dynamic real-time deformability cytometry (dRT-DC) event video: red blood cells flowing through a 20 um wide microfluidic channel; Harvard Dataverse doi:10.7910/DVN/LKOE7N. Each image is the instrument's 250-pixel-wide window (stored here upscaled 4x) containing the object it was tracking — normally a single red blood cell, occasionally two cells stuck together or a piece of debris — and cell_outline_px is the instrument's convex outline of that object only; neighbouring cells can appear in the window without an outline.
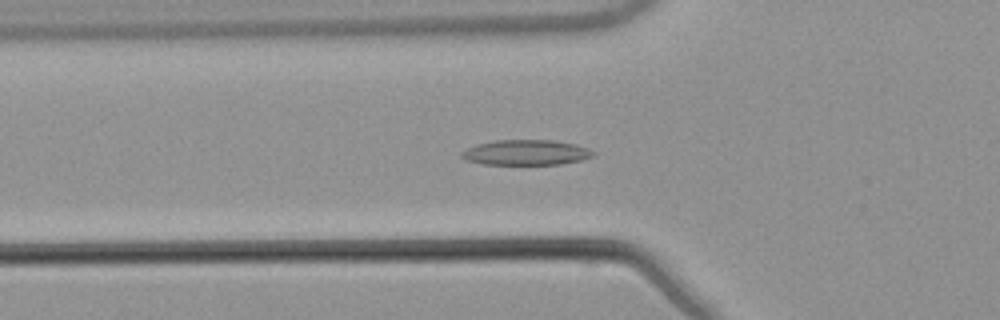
{"species": "common noctule bat (a hibernating species)", "species_latin": "Nyctalus noctula", "temperature_condition": "warm", "stored_images_in_passage": 55, "segment_of_instrument_passage": [1, 2], "camera_frame_rate_fps": 3000, "um_per_image_px": 0.085, "animal": {"sex": "male", "body_mass_g": 21.5, "forearm_length_mm": 52.0}, "frame": {"image": 1, "passage_image": 19, "time_ms": 6.0, "image_size_px": [1000, 320], "cell_outline_px": [[596, 156], [580, 160], [560, 164], [484, 164], [464, 160], [460, 156], [460, 152], [476, 144], [496, 140], [552, 140], [576, 144], [588, 148], [596, 152]], "centroid_in_image_um": [44.72, 12.96], "position_along_channel_um": 81.1, "area_um2": 19.48}}
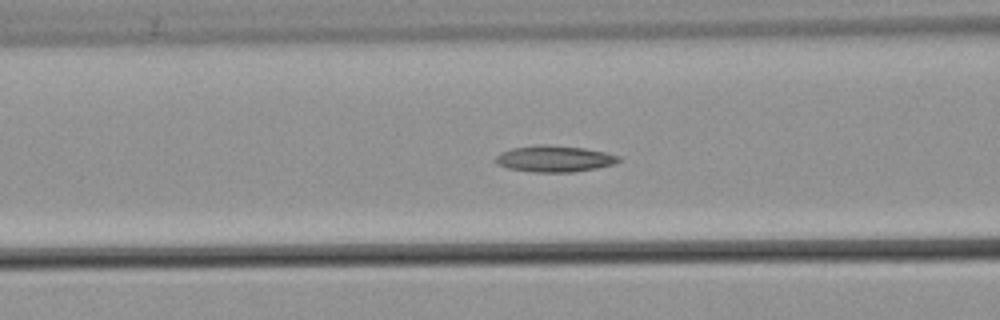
{"frame": {"image": 2, "passage_image": 22, "time_ms": 7.0, "image_size_px": [1000, 320], "cell_outline_px": [[620, 160], [616, 164], [596, 168], [572, 172], [532, 172], [508, 168], [496, 164], [492, 160], [500, 152], [512, 148], [536, 144], [548, 144], [584, 148], [608, 152], [620, 156]], "centroid_in_image_um": [47.11, 13.48], "position_along_channel_um": 119.5, "area_um2": 19.25}}
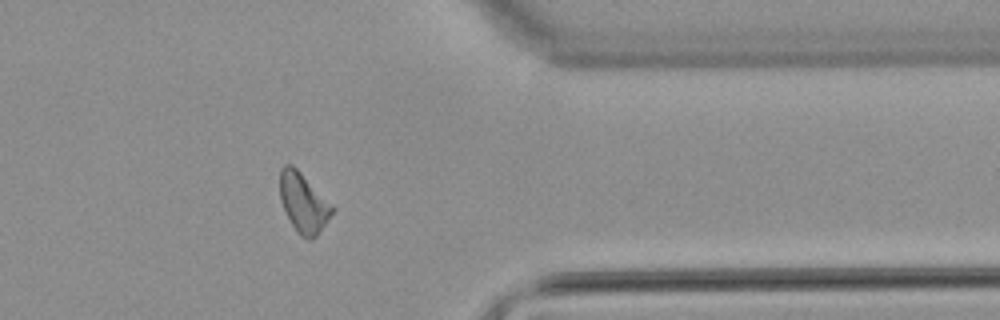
{"frame": {"image": 3, "passage_image": 44, "time_ms": 14.333, "image_size_px": [1000, 320], "cell_outline_px": [[332, 212], [316, 236], [312, 240], [308, 240], [300, 236], [292, 224], [280, 200], [280, 168], [284, 164], [292, 164], [332, 204]], "centroid_in_image_um": [25.76, 17.22], "position_along_channel_um": 385.6, "area_um2": 17.69}}